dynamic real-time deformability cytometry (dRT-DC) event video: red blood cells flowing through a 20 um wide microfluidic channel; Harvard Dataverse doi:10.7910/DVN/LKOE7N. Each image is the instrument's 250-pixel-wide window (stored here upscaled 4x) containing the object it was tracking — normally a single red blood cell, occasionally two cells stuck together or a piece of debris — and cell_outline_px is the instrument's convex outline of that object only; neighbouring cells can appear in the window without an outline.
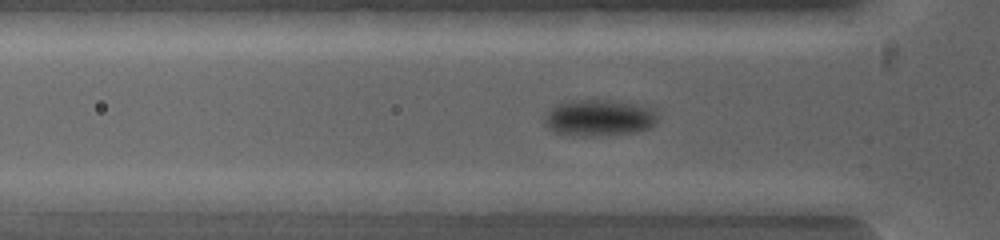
{"species": "common noctule bat (a hibernating species)", "species_latin": "Nyctalus noctula", "temperature_condition": "warm", "stored_images_in_passage": 4, "camera_frame_rate_fps": 5000, "um_per_image_px": 0.085, "animal": {"sex": "female", "body_mass_g": 19.0, "forearm_length_mm": 53.3}, "frame": {"image": 1, "passage_image": 4, "time_ms": 0.8, "image_size_px": [1000, 240], "cell_outline_px": [[784, 200], [780, 216], [768, 216], [700, 208], [680, 200], [720, 192], [732, 192]], "centroid_in_image_um": [62.77, 17.3], "position_along_channel_um": 63.0, "area_um2": 11.44}}